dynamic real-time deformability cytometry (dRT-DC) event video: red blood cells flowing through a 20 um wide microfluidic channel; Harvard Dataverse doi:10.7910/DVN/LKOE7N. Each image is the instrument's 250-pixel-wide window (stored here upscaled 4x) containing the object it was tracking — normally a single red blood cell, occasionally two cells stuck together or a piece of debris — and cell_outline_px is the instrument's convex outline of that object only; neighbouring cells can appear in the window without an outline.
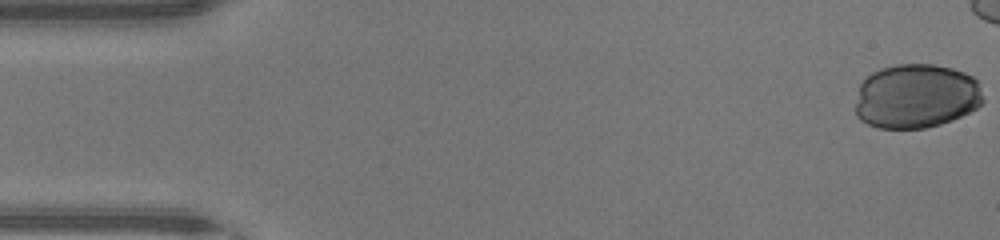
{"species": "human", "species_latin": "Homo sapiens", "temperature_condition": "warm", "stored_images_in_passage": 38, "camera_frame_rate_fps": 3000, "um_per_image_px": 0.085, "donor": {"sex": "male"}, "frame": {"image": 1, "passage_image": 1, "time_ms": 0.0, "image_size_px": [1000, 240], "cell_outline_px": [[984, 100], [976, 108], [952, 120], [940, 124], [924, 128], [876, 128], [860, 120], [856, 116], [856, 104], [860, 84], [872, 72], [896, 64], [932, 64], [952, 68], [964, 72], [972, 76], [976, 80]], "centroid_in_image_um": [77.86, 8.18], "position_along_channel_um": 7.1, "area_um2": 47.8}}
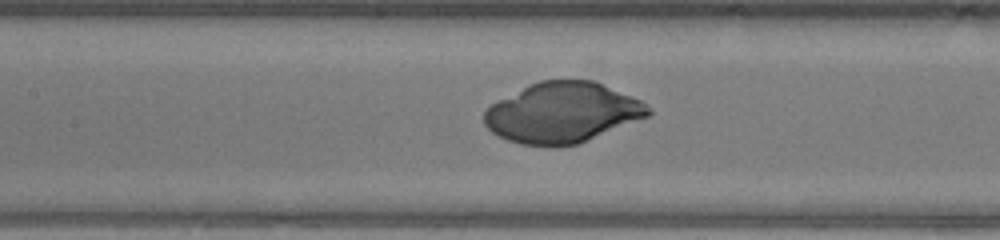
{"frame": {"image": 2, "passage_image": 21, "time_ms": 6.667, "image_size_px": [1000, 240], "cell_outline_px": [[652, 112], [648, 116], [580, 144], [556, 148], [520, 144], [508, 140], [492, 132], [484, 124], [484, 112], [492, 104], [528, 84], [540, 80], [592, 80], [640, 100], [652, 108]], "centroid_in_image_um": [47.8, 9.6], "position_along_channel_um": 159.6, "area_um2": 57.8}}
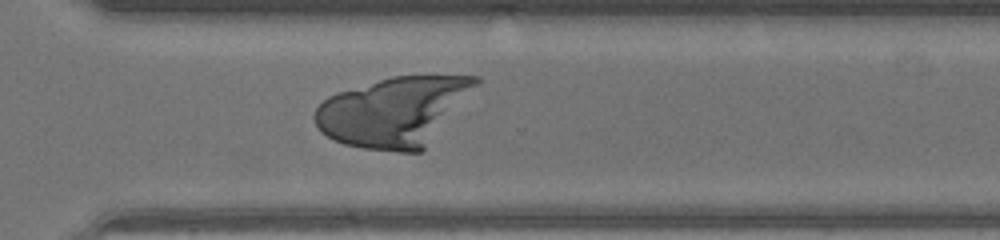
{"frame": {"image": 3, "passage_image": 33, "time_ms": 10.667, "image_size_px": [1000, 240], "cell_outline_px": [[480, 84], [424, 148], [420, 152], [396, 152], [364, 148], [344, 144], [320, 132], [312, 116], [316, 108], [328, 96], [336, 92], [392, 76], [480, 76]], "centroid_in_image_um": [33.47, 9.46], "position_along_channel_um": 337.1, "area_um2": 64.68}}